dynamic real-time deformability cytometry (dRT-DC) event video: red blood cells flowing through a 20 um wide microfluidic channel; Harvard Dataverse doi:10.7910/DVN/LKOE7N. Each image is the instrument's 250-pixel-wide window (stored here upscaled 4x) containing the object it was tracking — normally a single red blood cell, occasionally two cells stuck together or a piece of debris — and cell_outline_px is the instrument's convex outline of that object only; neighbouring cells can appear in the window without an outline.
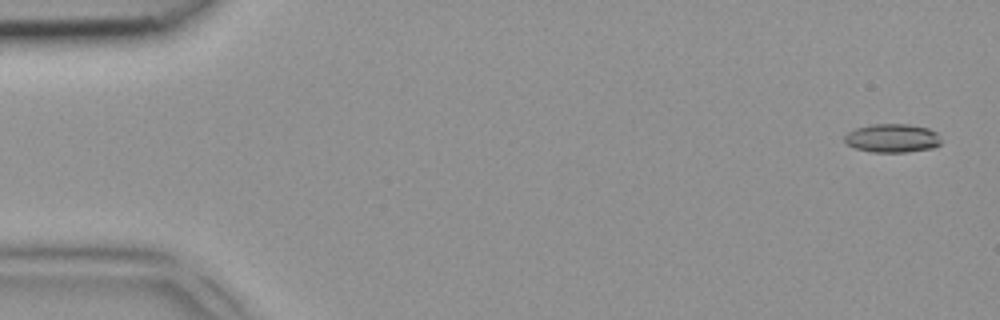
{"species": "common noctule bat (a hibernating species)", "species_latin": "Nyctalus noctula", "temperature_condition": "room temperature", "stored_images_in_passage": 3, "camera_frame_rate_fps": 3000, "um_per_image_px": 0.085, "animal": {"sex": "female", "body_mass_g": 18.4}, "frame": {"image": 1, "passage_image": 1, "time_ms": 0.0, "image_size_px": [1000, 320], "cell_outline_px": [[940, 144], [932, 148], [904, 152], [872, 152], [856, 148], [848, 144], [844, 140], [844, 136], [848, 132], [856, 128], [872, 124], [908, 124], [928, 128], [936, 132], [940, 140]], "centroid_in_image_um": [75.83, 11.74], "position_along_channel_um": 9.2, "area_um2": 15.95}}